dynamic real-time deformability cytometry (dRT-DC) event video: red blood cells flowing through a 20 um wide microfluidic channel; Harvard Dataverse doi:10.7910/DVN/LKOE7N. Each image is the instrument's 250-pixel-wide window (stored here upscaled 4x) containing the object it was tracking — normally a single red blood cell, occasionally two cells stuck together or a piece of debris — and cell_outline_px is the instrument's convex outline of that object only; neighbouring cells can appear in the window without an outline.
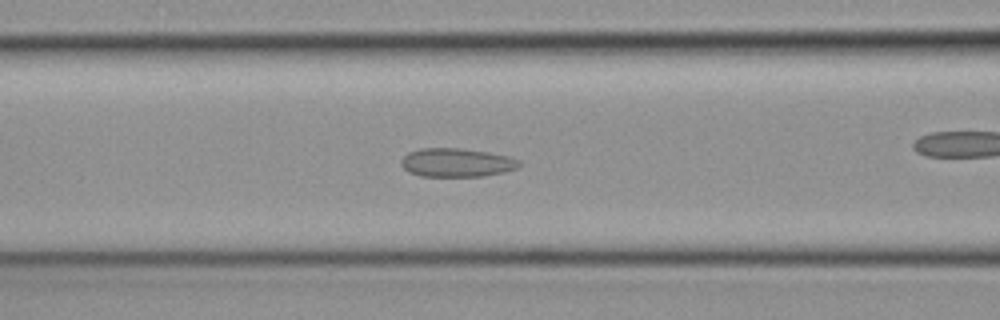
{"species": "common noctule bat (a hibernating species)", "species_latin": "Nyctalus noctula", "temperature_condition": "cold", "stored_images_in_passage": 51, "camera_frame_rate_fps": 3000, "um_per_image_px": 0.085, "animal": {"sex": "female", "body_mass_g": 19.3, "forearm_length_mm": 54.1}, "frame": {"image": 1, "passage_image": 21, "time_ms": 6.667, "image_size_px": [1000, 320], "cell_outline_px": [[520, 164], [516, 168], [504, 172], [484, 176], [420, 176], [408, 172], [400, 164], [400, 160], [408, 152], [420, 148], [460, 148], [488, 152], [508, 156], [520, 160]], "centroid_in_image_um": [38.78, 13.81], "position_along_channel_um": 127.8, "area_um2": 19.77}}
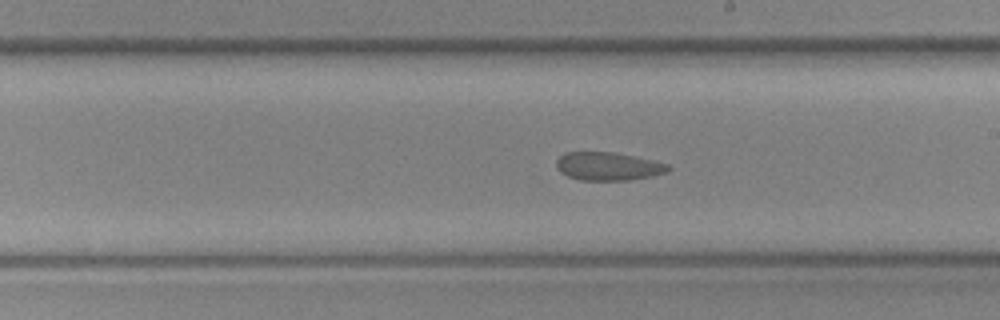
{"frame": {"image": 2, "passage_image": 29, "time_ms": 9.333, "image_size_px": [1000, 320], "cell_outline_px": [[672, 168], [668, 172], [652, 176], [632, 180], [580, 180], [568, 176], [560, 172], [556, 168], [556, 160], [564, 152], [616, 152], [652, 160], [668, 164]], "centroid_in_image_um": [51.7, 14.13], "position_along_channel_um": 237.3, "area_um2": 18.55}}
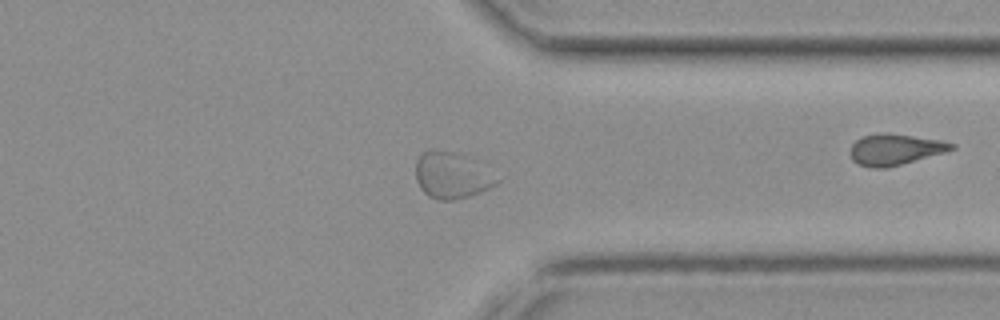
{"frame": {"image": 3, "passage_image": 39, "time_ms": 12.667, "image_size_px": [1000, 320], "cell_outline_px": [[500, 180], [496, 184], [480, 192], [456, 200], [440, 200], [428, 196], [420, 188], [416, 180], [416, 160], [428, 148], [432, 148], [452, 152], [464, 156]], "centroid_in_image_um": [38.31, 14.92], "position_along_channel_um": 373.1, "area_um2": 21.33}}